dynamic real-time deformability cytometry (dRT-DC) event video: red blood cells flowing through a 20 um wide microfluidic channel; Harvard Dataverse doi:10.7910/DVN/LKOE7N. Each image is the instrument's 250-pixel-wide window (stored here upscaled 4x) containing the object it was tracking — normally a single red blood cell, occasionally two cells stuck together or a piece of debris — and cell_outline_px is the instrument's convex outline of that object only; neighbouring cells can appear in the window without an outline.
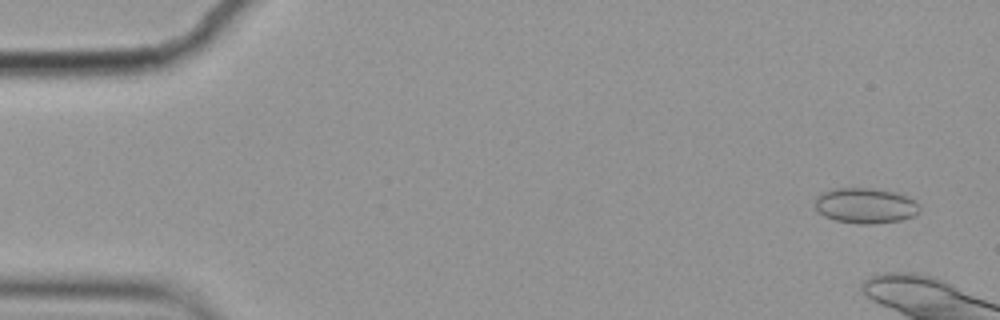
{"species": "common noctule bat (a hibernating species)", "species_latin": "Nyctalus noctula", "temperature_condition": "cold", "stored_images_in_passage": 5, "camera_frame_rate_fps": 3000, "um_per_image_px": 0.085, "animal": {"sex": "female", "body_mass_g": 19.9}, "frame": {"image": 1, "passage_image": 1, "time_ms": 0.0, "image_size_px": [1000, 320], "cell_outline_px": [[920, 212], [916, 216], [900, 220], [872, 224], [856, 224], [836, 220], [824, 216], [816, 208], [816, 196], [824, 192], [836, 188], [872, 188], [896, 192], [908, 196], [916, 200], [920, 204]], "centroid_in_image_um": [73.63, 17.48], "position_along_channel_um": 11.4, "area_um2": 21.79}}